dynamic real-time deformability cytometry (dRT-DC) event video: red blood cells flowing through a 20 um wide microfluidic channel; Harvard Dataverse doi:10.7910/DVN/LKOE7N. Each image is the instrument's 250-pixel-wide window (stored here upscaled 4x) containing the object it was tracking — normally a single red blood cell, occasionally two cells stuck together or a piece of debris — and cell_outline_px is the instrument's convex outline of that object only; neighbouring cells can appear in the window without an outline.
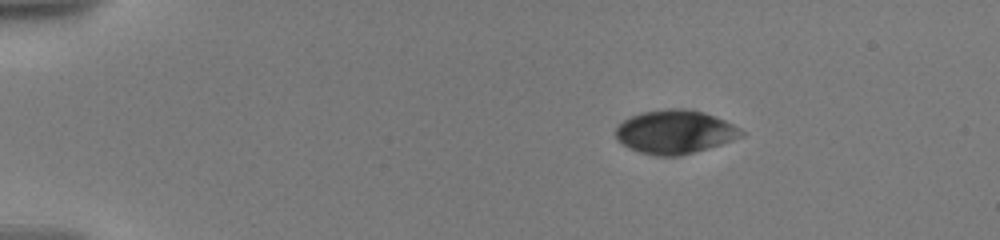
{"species": "human", "species_latin": "Homo sapiens", "temperature_condition": "warm", "stored_images_in_passage": 55, "camera_frame_rate_fps": 3000, "um_per_image_px": 0.085, "donor": {"sex": "male"}, "frame": {"image": 1, "passage_image": 1, "time_ms": 0.0, "image_size_px": [1000, 240], "cell_outline_px": [[744, 136], [708, 148], [676, 156], [656, 156], [640, 152], [628, 148], [616, 140], [616, 124], [628, 116], [640, 112], [668, 108], [688, 108], [704, 112], [716, 116], [740, 128], [744, 132]], "centroid_in_image_um": [57.32, 11.19], "position_along_channel_um": 27.7, "area_um2": 32.25}}
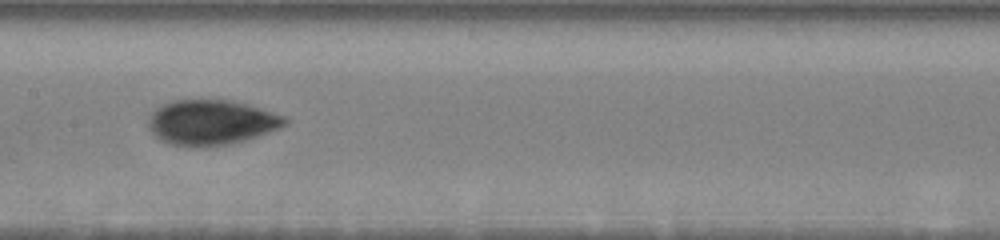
{"frame": {"image": 2, "passage_image": 20, "time_ms": 7.0, "image_size_px": [1000, 240], "cell_outline_px": [[288, 124], [280, 128], [244, 140], [224, 144], [172, 144], [160, 140], [148, 128], [148, 116], [160, 104], [172, 100], [236, 100], [284, 116], [288, 120]], "centroid_in_image_um": [17.95, 10.35], "position_along_channel_um": 189.5, "area_um2": 35.2}}
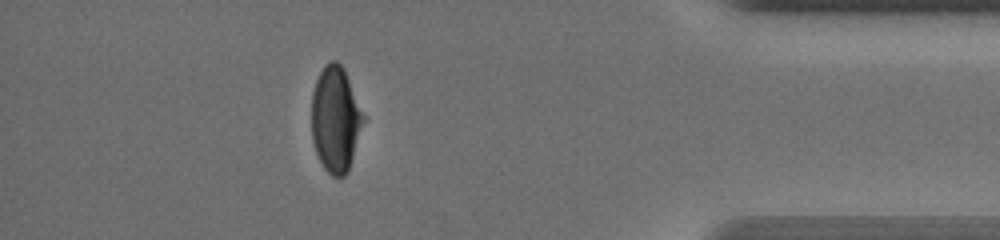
{"frame": {"image": 3, "passage_image": 41, "time_ms": 14.0, "image_size_px": [1000, 240], "cell_outline_px": [[364, 120], [348, 172], [344, 176], [332, 176], [324, 168], [316, 152], [312, 140], [312, 92], [316, 80], [324, 64], [328, 60], [336, 60], [344, 68], [364, 116]], "centroid_in_image_um": [28.5, 10.11], "position_along_channel_um": 406.7, "area_um2": 31.67}, "authors_computed_cell_mechanics": {"area_um2": 33.0038, "velocity_mm_per_s": 3.5777, "shape_relaxation_time_tau1_ms": 4.5148, "shape_relaxation_time_tau2_ms": 2.0759, "deformation_change_tau1": 0.1397, "deformation_change_tau2": 0.0666}}